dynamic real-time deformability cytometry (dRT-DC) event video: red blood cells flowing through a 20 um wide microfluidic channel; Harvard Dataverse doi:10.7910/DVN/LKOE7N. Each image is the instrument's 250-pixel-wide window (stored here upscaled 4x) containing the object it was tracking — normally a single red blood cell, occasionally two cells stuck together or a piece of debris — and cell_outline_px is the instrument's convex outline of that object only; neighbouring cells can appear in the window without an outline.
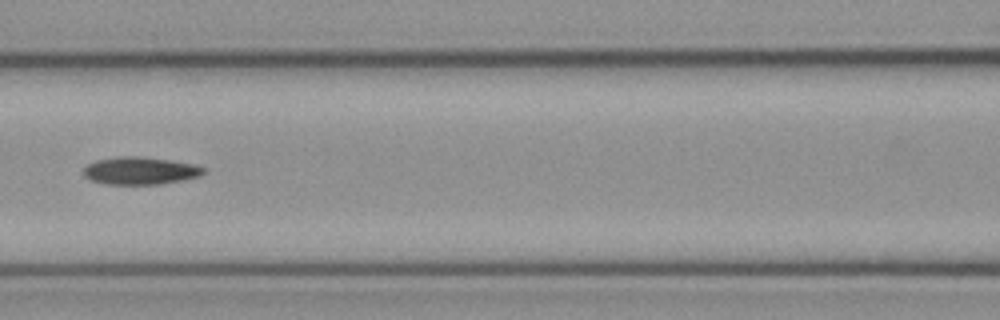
{"species": "common noctule bat (a hibernating species)", "species_latin": "Nyctalus noctula", "temperature_condition": "cold", "stored_images_in_passage": 5, "camera_frame_rate_fps": 3000, "um_per_image_px": 0.085, "animal": {"sex": "female", "body_mass_g": 21.9}, "frame": {"image": 1, "passage_image": 5, "time_ms": 1.333, "image_size_px": [1000, 320], "cell_outline_px": [[204, 172], [200, 176], [184, 180], [160, 184], [104, 184], [88, 180], [84, 176], [84, 168], [88, 164], [96, 160], [116, 156], [140, 156], [168, 160], [192, 164], [204, 168]], "centroid_in_image_um": [11.87, 14.52], "position_along_channel_um": 154.7, "area_um2": 19.31}}